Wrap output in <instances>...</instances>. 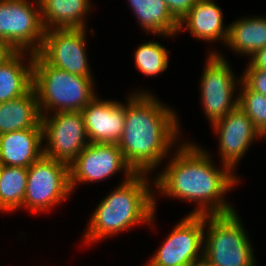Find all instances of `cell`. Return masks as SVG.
<instances>
[{
  "label": "cell",
  "mask_w": 266,
  "mask_h": 266,
  "mask_svg": "<svg viewBox=\"0 0 266 266\" xmlns=\"http://www.w3.org/2000/svg\"><path fill=\"white\" fill-rule=\"evenodd\" d=\"M179 143L166 167L153 179L155 192L180 201L195 202L198 206L188 214L215 215L236 211L224 197L231 188L237 187L239 176L222 163L219 169L201 145L188 140Z\"/></svg>",
  "instance_id": "cell-1"
},
{
  "label": "cell",
  "mask_w": 266,
  "mask_h": 266,
  "mask_svg": "<svg viewBox=\"0 0 266 266\" xmlns=\"http://www.w3.org/2000/svg\"><path fill=\"white\" fill-rule=\"evenodd\" d=\"M138 91L126 99L125 125L117 146L136 173L150 174L176 149L181 127L175 110L153 93Z\"/></svg>",
  "instance_id": "cell-2"
},
{
  "label": "cell",
  "mask_w": 266,
  "mask_h": 266,
  "mask_svg": "<svg viewBox=\"0 0 266 266\" xmlns=\"http://www.w3.org/2000/svg\"><path fill=\"white\" fill-rule=\"evenodd\" d=\"M148 175L136 173L131 179L124 178L99 202L87 224L83 242L92 245L117 233L129 232L137 224L154 226L158 201L153 191L154 181L149 182L151 174Z\"/></svg>",
  "instance_id": "cell-3"
},
{
  "label": "cell",
  "mask_w": 266,
  "mask_h": 266,
  "mask_svg": "<svg viewBox=\"0 0 266 266\" xmlns=\"http://www.w3.org/2000/svg\"><path fill=\"white\" fill-rule=\"evenodd\" d=\"M94 78L71 74L34 54L33 89L41 116L62 111H81L97 95Z\"/></svg>",
  "instance_id": "cell-4"
},
{
  "label": "cell",
  "mask_w": 266,
  "mask_h": 266,
  "mask_svg": "<svg viewBox=\"0 0 266 266\" xmlns=\"http://www.w3.org/2000/svg\"><path fill=\"white\" fill-rule=\"evenodd\" d=\"M237 211L205 215L203 261L206 266H256L255 252Z\"/></svg>",
  "instance_id": "cell-5"
},
{
  "label": "cell",
  "mask_w": 266,
  "mask_h": 266,
  "mask_svg": "<svg viewBox=\"0 0 266 266\" xmlns=\"http://www.w3.org/2000/svg\"><path fill=\"white\" fill-rule=\"evenodd\" d=\"M69 165L43 156L28 167L23 208L33 213H46L69 199Z\"/></svg>",
  "instance_id": "cell-6"
},
{
  "label": "cell",
  "mask_w": 266,
  "mask_h": 266,
  "mask_svg": "<svg viewBox=\"0 0 266 266\" xmlns=\"http://www.w3.org/2000/svg\"><path fill=\"white\" fill-rule=\"evenodd\" d=\"M209 52L200 81V102L206 118L212 125L238 105L237 86L241 82V75L237 79L222 53L217 50Z\"/></svg>",
  "instance_id": "cell-7"
},
{
  "label": "cell",
  "mask_w": 266,
  "mask_h": 266,
  "mask_svg": "<svg viewBox=\"0 0 266 266\" xmlns=\"http://www.w3.org/2000/svg\"><path fill=\"white\" fill-rule=\"evenodd\" d=\"M44 35L39 0H0V39L15 51L38 53Z\"/></svg>",
  "instance_id": "cell-8"
},
{
  "label": "cell",
  "mask_w": 266,
  "mask_h": 266,
  "mask_svg": "<svg viewBox=\"0 0 266 266\" xmlns=\"http://www.w3.org/2000/svg\"><path fill=\"white\" fill-rule=\"evenodd\" d=\"M205 215L187 214L145 266H200L203 261Z\"/></svg>",
  "instance_id": "cell-9"
},
{
  "label": "cell",
  "mask_w": 266,
  "mask_h": 266,
  "mask_svg": "<svg viewBox=\"0 0 266 266\" xmlns=\"http://www.w3.org/2000/svg\"><path fill=\"white\" fill-rule=\"evenodd\" d=\"M44 156L70 165L90 143L81 111L41 116Z\"/></svg>",
  "instance_id": "cell-10"
},
{
  "label": "cell",
  "mask_w": 266,
  "mask_h": 266,
  "mask_svg": "<svg viewBox=\"0 0 266 266\" xmlns=\"http://www.w3.org/2000/svg\"><path fill=\"white\" fill-rule=\"evenodd\" d=\"M121 171L125 179L136 174L117 144L89 143L69 165L71 191L77 184L103 181Z\"/></svg>",
  "instance_id": "cell-11"
},
{
  "label": "cell",
  "mask_w": 266,
  "mask_h": 266,
  "mask_svg": "<svg viewBox=\"0 0 266 266\" xmlns=\"http://www.w3.org/2000/svg\"><path fill=\"white\" fill-rule=\"evenodd\" d=\"M86 35V28L45 30L38 54L58 69L78 76L94 77L86 54Z\"/></svg>",
  "instance_id": "cell-12"
},
{
  "label": "cell",
  "mask_w": 266,
  "mask_h": 266,
  "mask_svg": "<svg viewBox=\"0 0 266 266\" xmlns=\"http://www.w3.org/2000/svg\"><path fill=\"white\" fill-rule=\"evenodd\" d=\"M211 128L218 135L221 162L233 172L253 141L261 139L259 130L238 105Z\"/></svg>",
  "instance_id": "cell-13"
},
{
  "label": "cell",
  "mask_w": 266,
  "mask_h": 266,
  "mask_svg": "<svg viewBox=\"0 0 266 266\" xmlns=\"http://www.w3.org/2000/svg\"><path fill=\"white\" fill-rule=\"evenodd\" d=\"M81 112L90 143L119 142L125 125V104L96 96Z\"/></svg>",
  "instance_id": "cell-14"
},
{
  "label": "cell",
  "mask_w": 266,
  "mask_h": 266,
  "mask_svg": "<svg viewBox=\"0 0 266 266\" xmlns=\"http://www.w3.org/2000/svg\"><path fill=\"white\" fill-rule=\"evenodd\" d=\"M223 18L222 9L214 0H198L179 22L178 33L184 29L202 42L226 44L229 24L226 26Z\"/></svg>",
  "instance_id": "cell-15"
},
{
  "label": "cell",
  "mask_w": 266,
  "mask_h": 266,
  "mask_svg": "<svg viewBox=\"0 0 266 266\" xmlns=\"http://www.w3.org/2000/svg\"><path fill=\"white\" fill-rule=\"evenodd\" d=\"M43 128H28L0 135V163L28 168L44 156Z\"/></svg>",
  "instance_id": "cell-16"
},
{
  "label": "cell",
  "mask_w": 266,
  "mask_h": 266,
  "mask_svg": "<svg viewBox=\"0 0 266 266\" xmlns=\"http://www.w3.org/2000/svg\"><path fill=\"white\" fill-rule=\"evenodd\" d=\"M25 56H29L28 60ZM33 65L34 54L24 51H15L0 64V103L24 96L32 89Z\"/></svg>",
  "instance_id": "cell-17"
},
{
  "label": "cell",
  "mask_w": 266,
  "mask_h": 266,
  "mask_svg": "<svg viewBox=\"0 0 266 266\" xmlns=\"http://www.w3.org/2000/svg\"><path fill=\"white\" fill-rule=\"evenodd\" d=\"M45 30L86 28L88 13L93 9L90 0H39Z\"/></svg>",
  "instance_id": "cell-18"
},
{
  "label": "cell",
  "mask_w": 266,
  "mask_h": 266,
  "mask_svg": "<svg viewBox=\"0 0 266 266\" xmlns=\"http://www.w3.org/2000/svg\"><path fill=\"white\" fill-rule=\"evenodd\" d=\"M28 128H43L35 90L0 103V135Z\"/></svg>",
  "instance_id": "cell-19"
},
{
  "label": "cell",
  "mask_w": 266,
  "mask_h": 266,
  "mask_svg": "<svg viewBox=\"0 0 266 266\" xmlns=\"http://www.w3.org/2000/svg\"><path fill=\"white\" fill-rule=\"evenodd\" d=\"M137 21L147 33L164 38L178 34L179 21L171 14L164 0H127Z\"/></svg>",
  "instance_id": "cell-20"
},
{
  "label": "cell",
  "mask_w": 266,
  "mask_h": 266,
  "mask_svg": "<svg viewBox=\"0 0 266 266\" xmlns=\"http://www.w3.org/2000/svg\"><path fill=\"white\" fill-rule=\"evenodd\" d=\"M225 45L242 57H251L257 50L266 47V17H242L229 24Z\"/></svg>",
  "instance_id": "cell-21"
},
{
  "label": "cell",
  "mask_w": 266,
  "mask_h": 266,
  "mask_svg": "<svg viewBox=\"0 0 266 266\" xmlns=\"http://www.w3.org/2000/svg\"><path fill=\"white\" fill-rule=\"evenodd\" d=\"M28 168L2 166L0 174V212L23 209Z\"/></svg>",
  "instance_id": "cell-22"
},
{
  "label": "cell",
  "mask_w": 266,
  "mask_h": 266,
  "mask_svg": "<svg viewBox=\"0 0 266 266\" xmlns=\"http://www.w3.org/2000/svg\"><path fill=\"white\" fill-rule=\"evenodd\" d=\"M136 68L146 77H157L167 70L169 53L167 48L157 41L143 42L135 50Z\"/></svg>",
  "instance_id": "cell-23"
},
{
  "label": "cell",
  "mask_w": 266,
  "mask_h": 266,
  "mask_svg": "<svg viewBox=\"0 0 266 266\" xmlns=\"http://www.w3.org/2000/svg\"><path fill=\"white\" fill-rule=\"evenodd\" d=\"M239 86L238 106L260 132L266 126V96L251 90L242 80Z\"/></svg>",
  "instance_id": "cell-24"
},
{
  "label": "cell",
  "mask_w": 266,
  "mask_h": 266,
  "mask_svg": "<svg viewBox=\"0 0 266 266\" xmlns=\"http://www.w3.org/2000/svg\"><path fill=\"white\" fill-rule=\"evenodd\" d=\"M241 76L251 90L266 96V69H245Z\"/></svg>",
  "instance_id": "cell-25"
},
{
  "label": "cell",
  "mask_w": 266,
  "mask_h": 266,
  "mask_svg": "<svg viewBox=\"0 0 266 266\" xmlns=\"http://www.w3.org/2000/svg\"><path fill=\"white\" fill-rule=\"evenodd\" d=\"M171 14L180 22L198 0H164Z\"/></svg>",
  "instance_id": "cell-26"
},
{
  "label": "cell",
  "mask_w": 266,
  "mask_h": 266,
  "mask_svg": "<svg viewBox=\"0 0 266 266\" xmlns=\"http://www.w3.org/2000/svg\"><path fill=\"white\" fill-rule=\"evenodd\" d=\"M249 60L245 69H266V47L257 50Z\"/></svg>",
  "instance_id": "cell-27"
},
{
  "label": "cell",
  "mask_w": 266,
  "mask_h": 266,
  "mask_svg": "<svg viewBox=\"0 0 266 266\" xmlns=\"http://www.w3.org/2000/svg\"><path fill=\"white\" fill-rule=\"evenodd\" d=\"M15 50L3 39H0V64L7 60Z\"/></svg>",
  "instance_id": "cell-28"
},
{
  "label": "cell",
  "mask_w": 266,
  "mask_h": 266,
  "mask_svg": "<svg viewBox=\"0 0 266 266\" xmlns=\"http://www.w3.org/2000/svg\"><path fill=\"white\" fill-rule=\"evenodd\" d=\"M260 136L263 139H266V126L260 131Z\"/></svg>",
  "instance_id": "cell-29"
},
{
  "label": "cell",
  "mask_w": 266,
  "mask_h": 266,
  "mask_svg": "<svg viewBox=\"0 0 266 266\" xmlns=\"http://www.w3.org/2000/svg\"><path fill=\"white\" fill-rule=\"evenodd\" d=\"M2 166H3V165L0 163V174H1V169H2Z\"/></svg>",
  "instance_id": "cell-30"
}]
</instances>
